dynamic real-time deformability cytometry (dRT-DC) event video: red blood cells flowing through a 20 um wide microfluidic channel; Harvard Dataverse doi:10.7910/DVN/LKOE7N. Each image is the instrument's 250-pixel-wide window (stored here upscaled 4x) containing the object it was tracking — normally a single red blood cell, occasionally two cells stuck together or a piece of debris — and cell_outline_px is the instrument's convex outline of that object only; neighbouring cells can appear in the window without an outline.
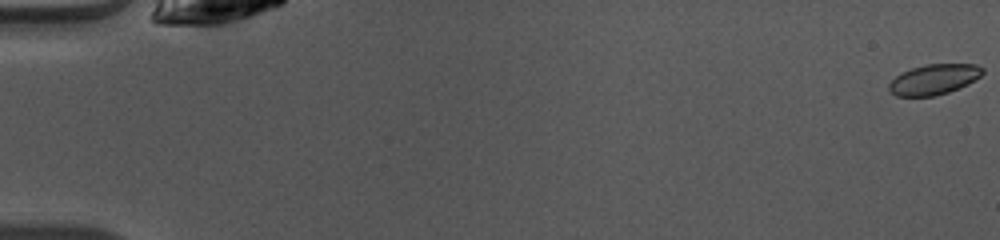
{"species": "common noctule bat (a hibernating species)", "species_latin": "Nyctalus noctula", "temperature_condition": "warm", "stored_images_in_passage": 50, "camera_frame_rate_fps": 3000, "um_per_image_px": 0.085, "animal": {"sex": "female", "body_mass_g": 10.0, "forearm_length_mm": 53.1}, "frame": {"image": 1, "passage_image": 1, "time_ms": 0.0, "image_size_px": [1000, 240], "cell_outline_px": [[984, 72], [980, 76], [968, 84], [948, 92], [936, 96], [896, 96], [888, 88], [888, 84], [896, 76], [912, 68], [928, 64], [976, 64], [984, 68]], "centroid_in_image_um": [79.4, 6.75], "position_along_channel_um": 5.6, "area_um2": 16.42}}
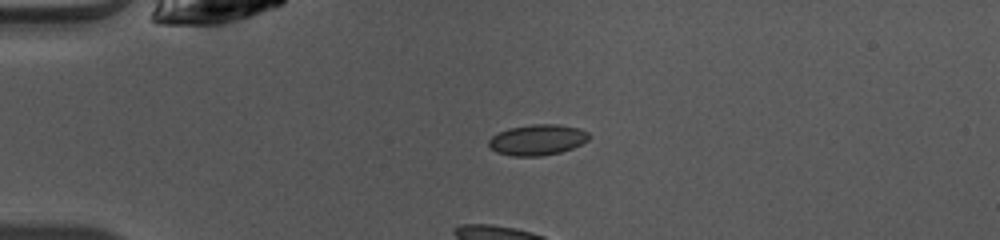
{"frame": {"image": 2, "passage_image": 13, "time_ms": 4.0, "image_size_px": [1000, 240], "cell_outline_px": [[588, 140], [572, 148], [560, 152], [540, 156], [512, 156], [496, 152], [488, 144], [488, 140], [492, 136], [508, 128], [532, 124], [556, 124], [580, 128], [588, 132]], "centroid_in_image_um": [45.67, 11.88], "position_along_channel_um": 39.3, "area_um2": 17.86}}